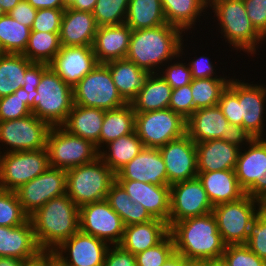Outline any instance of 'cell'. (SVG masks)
<instances>
[{
  "label": "cell",
  "mask_w": 266,
  "mask_h": 266,
  "mask_svg": "<svg viewBox=\"0 0 266 266\" xmlns=\"http://www.w3.org/2000/svg\"><path fill=\"white\" fill-rule=\"evenodd\" d=\"M185 35V37H183ZM188 35L168 23L141 30H132L126 59L144 71L158 73L180 54L182 40Z\"/></svg>",
  "instance_id": "6da1fadb"
},
{
  "label": "cell",
  "mask_w": 266,
  "mask_h": 266,
  "mask_svg": "<svg viewBox=\"0 0 266 266\" xmlns=\"http://www.w3.org/2000/svg\"><path fill=\"white\" fill-rule=\"evenodd\" d=\"M169 234L175 252L188 262L221 258L226 248L212 212L172 224Z\"/></svg>",
  "instance_id": "7a4b0ae2"
},
{
  "label": "cell",
  "mask_w": 266,
  "mask_h": 266,
  "mask_svg": "<svg viewBox=\"0 0 266 266\" xmlns=\"http://www.w3.org/2000/svg\"><path fill=\"white\" fill-rule=\"evenodd\" d=\"M29 219L41 250L53 251L79 231V207L67 194L50 199Z\"/></svg>",
  "instance_id": "3957f363"
},
{
  "label": "cell",
  "mask_w": 266,
  "mask_h": 266,
  "mask_svg": "<svg viewBox=\"0 0 266 266\" xmlns=\"http://www.w3.org/2000/svg\"><path fill=\"white\" fill-rule=\"evenodd\" d=\"M208 9L214 13L212 26L217 24L216 31L219 30L220 38H224L228 47L233 49L229 51L243 52L248 57L260 55L257 54L260 52L258 49L266 40L253 27L243 0H209Z\"/></svg>",
  "instance_id": "277c9868"
},
{
  "label": "cell",
  "mask_w": 266,
  "mask_h": 266,
  "mask_svg": "<svg viewBox=\"0 0 266 266\" xmlns=\"http://www.w3.org/2000/svg\"><path fill=\"white\" fill-rule=\"evenodd\" d=\"M116 174L97 157L93 162L66 171V194L80 208L105 200Z\"/></svg>",
  "instance_id": "5b68a950"
},
{
  "label": "cell",
  "mask_w": 266,
  "mask_h": 266,
  "mask_svg": "<svg viewBox=\"0 0 266 266\" xmlns=\"http://www.w3.org/2000/svg\"><path fill=\"white\" fill-rule=\"evenodd\" d=\"M36 91L32 114L51 127L62 126L74 105L73 87L48 67L42 73Z\"/></svg>",
  "instance_id": "8992f818"
},
{
  "label": "cell",
  "mask_w": 266,
  "mask_h": 266,
  "mask_svg": "<svg viewBox=\"0 0 266 266\" xmlns=\"http://www.w3.org/2000/svg\"><path fill=\"white\" fill-rule=\"evenodd\" d=\"M46 149L50 167L65 171L91 163L99 157V151L90 140L73 135L62 126L51 127Z\"/></svg>",
  "instance_id": "52a82bcc"
},
{
  "label": "cell",
  "mask_w": 266,
  "mask_h": 266,
  "mask_svg": "<svg viewBox=\"0 0 266 266\" xmlns=\"http://www.w3.org/2000/svg\"><path fill=\"white\" fill-rule=\"evenodd\" d=\"M73 102L103 110H113L127 104L119 94L105 64H98L73 87Z\"/></svg>",
  "instance_id": "ba28073f"
},
{
  "label": "cell",
  "mask_w": 266,
  "mask_h": 266,
  "mask_svg": "<svg viewBox=\"0 0 266 266\" xmlns=\"http://www.w3.org/2000/svg\"><path fill=\"white\" fill-rule=\"evenodd\" d=\"M135 132L144 147L159 149L186 134V119L169 108L135 113Z\"/></svg>",
  "instance_id": "9c48e42d"
},
{
  "label": "cell",
  "mask_w": 266,
  "mask_h": 266,
  "mask_svg": "<svg viewBox=\"0 0 266 266\" xmlns=\"http://www.w3.org/2000/svg\"><path fill=\"white\" fill-rule=\"evenodd\" d=\"M218 231L226 245L246 244L250 224L258 215L257 200L249 195L213 207Z\"/></svg>",
  "instance_id": "30bf717a"
},
{
  "label": "cell",
  "mask_w": 266,
  "mask_h": 266,
  "mask_svg": "<svg viewBox=\"0 0 266 266\" xmlns=\"http://www.w3.org/2000/svg\"><path fill=\"white\" fill-rule=\"evenodd\" d=\"M50 129L48 123L34 114L0 122V150L4 154L46 148Z\"/></svg>",
  "instance_id": "8fae6325"
},
{
  "label": "cell",
  "mask_w": 266,
  "mask_h": 266,
  "mask_svg": "<svg viewBox=\"0 0 266 266\" xmlns=\"http://www.w3.org/2000/svg\"><path fill=\"white\" fill-rule=\"evenodd\" d=\"M46 148L4 153L1 156L0 189L16 191L49 167Z\"/></svg>",
  "instance_id": "7c38bea8"
},
{
  "label": "cell",
  "mask_w": 266,
  "mask_h": 266,
  "mask_svg": "<svg viewBox=\"0 0 266 266\" xmlns=\"http://www.w3.org/2000/svg\"><path fill=\"white\" fill-rule=\"evenodd\" d=\"M124 227L121 217L106 199L79 208V230L110 245H118L121 242Z\"/></svg>",
  "instance_id": "4fadbf2b"
},
{
  "label": "cell",
  "mask_w": 266,
  "mask_h": 266,
  "mask_svg": "<svg viewBox=\"0 0 266 266\" xmlns=\"http://www.w3.org/2000/svg\"><path fill=\"white\" fill-rule=\"evenodd\" d=\"M213 205L198 177L170 185L169 227L181 220L205 215Z\"/></svg>",
  "instance_id": "5bb4252c"
},
{
  "label": "cell",
  "mask_w": 266,
  "mask_h": 266,
  "mask_svg": "<svg viewBox=\"0 0 266 266\" xmlns=\"http://www.w3.org/2000/svg\"><path fill=\"white\" fill-rule=\"evenodd\" d=\"M15 192L24 212L30 217L50 199L66 194V171L49 166Z\"/></svg>",
  "instance_id": "9a60e30c"
},
{
  "label": "cell",
  "mask_w": 266,
  "mask_h": 266,
  "mask_svg": "<svg viewBox=\"0 0 266 266\" xmlns=\"http://www.w3.org/2000/svg\"><path fill=\"white\" fill-rule=\"evenodd\" d=\"M247 81L238 77L240 126L254 138H266V85Z\"/></svg>",
  "instance_id": "2e32d148"
},
{
  "label": "cell",
  "mask_w": 266,
  "mask_h": 266,
  "mask_svg": "<svg viewBox=\"0 0 266 266\" xmlns=\"http://www.w3.org/2000/svg\"><path fill=\"white\" fill-rule=\"evenodd\" d=\"M166 166L168 186L197 177L196 143L187 135L159 148Z\"/></svg>",
  "instance_id": "e0dca14e"
},
{
  "label": "cell",
  "mask_w": 266,
  "mask_h": 266,
  "mask_svg": "<svg viewBox=\"0 0 266 266\" xmlns=\"http://www.w3.org/2000/svg\"><path fill=\"white\" fill-rule=\"evenodd\" d=\"M110 244L80 230L54 251L69 266H103Z\"/></svg>",
  "instance_id": "ac0fdd59"
},
{
  "label": "cell",
  "mask_w": 266,
  "mask_h": 266,
  "mask_svg": "<svg viewBox=\"0 0 266 266\" xmlns=\"http://www.w3.org/2000/svg\"><path fill=\"white\" fill-rule=\"evenodd\" d=\"M98 64L92 46H61L49 67L65 83L74 87Z\"/></svg>",
  "instance_id": "d6986e66"
},
{
  "label": "cell",
  "mask_w": 266,
  "mask_h": 266,
  "mask_svg": "<svg viewBox=\"0 0 266 266\" xmlns=\"http://www.w3.org/2000/svg\"><path fill=\"white\" fill-rule=\"evenodd\" d=\"M116 180L168 185L166 166L159 149L144 147L138 155L116 173Z\"/></svg>",
  "instance_id": "ffe728a7"
},
{
  "label": "cell",
  "mask_w": 266,
  "mask_h": 266,
  "mask_svg": "<svg viewBox=\"0 0 266 266\" xmlns=\"http://www.w3.org/2000/svg\"><path fill=\"white\" fill-rule=\"evenodd\" d=\"M133 202L141 203L154 219L168 224L170 215V186L134 180H116Z\"/></svg>",
  "instance_id": "44dd1931"
},
{
  "label": "cell",
  "mask_w": 266,
  "mask_h": 266,
  "mask_svg": "<svg viewBox=\"0 0 266 266\" xmlns=\"http://www.w3.org/2000/svg\"><path fill=\"white\" fill-rule=\"evenodd\" d=\"M131 34L126 23L98 27L92 47L99 64L126 58Z\"/></svg>",
  "instance_id": "7402d4cb"
},
{
  "label": "cell",
  "mask_w": 266,
  "mask_h": 266,
  "mask_svg": "<svg viewBox=\"0 0 266 266\" xmlns=\"http://www.w3.org/2000/svg\"><path fill=\"white\" fill-rule=\"evenodd\" d=\"M97 28L91 12L66 8L59 33L61 46H93Z\"/></svg>",
  "instance_id": "603a6c76"
},
{
  "label": "cell",
  "mask_w": 266,
  "mask_h": 266,
  "mask_svg": "<svg viewBox=\"0 0 266 266\" xmlns=\"http://www.w3.org/2000/svg\"><path fill=\"white\" fill-rule=\"evenodd\" d=\"M235 174L240 187L247 192L266 172V138H254L240 149Z\"/></svg>",
  "instance_id": "cb8c5ba5"
},
{
  "label": "cell",
  "mask_w": 266,
  "mask_h": 266,
  "mask_svg": "<svg viewBox=\"0 0 266 266\" xmlns=\"http://www.w3.org/2000/svg\"><path fill=\"white\" fill-rule=\"evenodd\" d=\"M40 251L30 219L16 227L0 226V257L26 260Z\"/></svg>",
  "instance_id": "d4e9b609"
},
{
  "label": "cell",
  "mask_w": 266,
  "mask_h": 266,
  "mask_svg": "<svg viewBox=\"0 0 266 266\" xmlns=\"http://www.w3.org/2000/svg\"><path fill=\"white\" fill-rule=\"evenodd\" d=\"M228 124L218 105L200 108L186 120V134L195 143L220 139L228 131Z\"/></svg>",
  "instance_id": "484cf974"
},
{
  "label": "cell",
  "mask_w": 266,
  "mask_h": 266,
  "mask_svg": "<svg viewBox=\"0 0 266 266\" xmlns=\"http://www.w3.org/2000/svg\"><path fill=\"white\" fill-rule=\"evenodd\" d=\"M240 149L221 139L196 143L197 171L234 170Z\"/></svg>",
  "instance_id": "4316f807"
},
{
  "label": "cell",
  "mask_w": 266,
  "mask_h": 266,
  "mask_svg": "<svg viewBox=\"0 0 266 266\" xmlns=\"http://www.w3.org/2000/svg\"><path fill=\"white\" fill-rule=\"evenodd\" d=\"M161 4L167 23L186 32L189 38L193 31L195 34L196 26L202 25L200 18L206 17L209 10V0H161Z\"/></svg>",
  "instance_id": "83f0119b"
},
{
  "label": "cell",
  "mask_w": 266,
  "mask_h": 266,
  "mask_svg": "<svg viewBox=\"0 0 266 266\" xmlns=\"http://www.w3.org/2000/svg\"><path fill=\"white\" fill-rule=\"evenodd\" d=\"M168 234V224L162 220L153 219L147 223L125 226L122 240L118 245L136 255L156 246Z\"/></svg>",
  "instance_id": "f1b7e54d"
},
{
  "label": "cell",
  "mask_w": 266,
  "mask_h": 266,
  "mask_svg": "<svg viewBox=\"0 0 266 266\" xmlns=\"http://www.w3.org/2000/svg\"><path fill=\"white\" fill-rule=\"evenodd\" d=\"M197 177L202 182L213 206L234 202L246 195L239 185L234 170L198 172Z\"/></svg>",
  "instance_id": "f546056e"
},
{
  "label": "cell",
  "mask_w": 266,
  "mask_h": 266,
  "mask_svg": "<svg viewBox=\"0 0 266 266\" xmlns=\"http://www.w3.org/2000/svg\"><path fill=\"white\" fill-rule=\"evenodd\" d=\"M105 110L74 104L62 125L69 133L90 140L99 151V137Z\"/></svg>",
  "instance_id": "4dcf8cb0"
},
{
  "label": "cell",
  "mask_w": 266,
  "mask_h": 266,
  "mask_svg": "<svg viewBox=\"0 0 266 266\" xmlns=\"http://www.w3.org/2000/svg\"><path fill=\"white\" fill-rule=\"evenodd\" d=\"M105 65L109 68L112 80L121 97L127 103H131L143 88L149 73L126 58L113 60Z\"/></svg>",
  "instance_id": "1f68e13d"
},
{
  "label": "cell",
  "mask_w": 266,
  "mask_h": 266,
  "mask_svg": "<svg viewBox=\"0 0 266 266\" xmlns=\"http://www.w3.org/2000/svg\"><path fill=\"white\" fill-rule=\"evenodd\" d=\"M171 93L172 88L159 73H151L130 104L135 113L166 109L169 108Z\"/></svg>",
  "instance_id": "d6a6232c"
},
{
  "label": "cell",
  "mask_w": 266,
  "mask_h": 266,
  "mask_svg": "<svg viewBox=\"0 0 266 266\" xmlns=\"http://www.w3.org/2000/svg\"><path fill=\"white\" fill-rule=\"evenodd\" d=\"M144 149L136 132L110 141L99 150V157L116 174Z\"/></svg>",
  "instance_id": "836d02e7"
},
{
  "label": "cell",
  "mask_w": 266,
  "mask_h": 266,
  "mask_svg": "<svg viewBox=\"0 0 266 266\" xmlns=\"http://www.w3.org/2000/svg\"><path fill=\"white\" fill-rule=\"evenodd\" d=\"M134 132L135 112L130 103L117 109L105 110L99 137V150L110 141Z\"/></svg>",
  "instance_id": "e575fe53"
},
{
  "label": "cell",
  "mask_w": 266,
  "mask_h": 266,
  "mask_svg": "<svg viewBox=\"0 0 266 266\" xmlns=\"http://www.w3.org/2000/svg\"><path fill=\"white\" fill-rule=\"evenodd\" d=\"M125 23L132 30L166 24L161 0H129Z\"/></svg>",
  "instance_id": "d590c367"
},
{
  "label": "cell",
  "mask_w": 266,
  "mask_h": 266,
  "mask_svg": "<svg viewBox=\"0 0 266 266\" xmlns=\"http://www.w3.org/2000/svg\"><path fill=\"white\" fill-rule=\"evenodd\" d=\"M32 63L23 54L6 53L0 57V98L11 95L25 85L26 69Z\"/></svg>",
  "instance_id": "8d00e7d4"
},
{
  "label": "cell",
  "mask_w": 266,
  "mask_h": 266,
  "mask_svg": "<svg viewBox=\"0 0 266 266\" xmlns=\"http://www.w3.org/2000/svg\"><path fill=\"white\" fill-rule=\"evenodd\" d=\"M60 49L59 33L31 31L23 55L31 62L49 64Z\"/></svg>",
  "instance_id": "74e56055"
},
{
  "label": "cell",
  "mask_w": 266,
  "mask_h": 266,
  "mask_svg": "<svg viewBox=\"0 0 266 266\" xmlns=\"http://www.w3.org/2000/svg\"><path fill=\"white\" fill-rule=\"evenodd\" d=\"M31 28L19 23L8 13L0 17V43L6 53L23 54Z\"/></svg>",
  "instance_id": "f35d334b"
},
{
  "label": "cell",
  "mask_w": 266,
  "mask_h": 266,
  "mask_svg": "<svg viewBox=\"0 0 266 266\" xmlns=\"http://www.w3.org/2000/svg\"><path fill=\"white\" fill-rule=\"evenodd\" d=\"M231 78L192 79L190 87L193 96V112L218 104L221 93L227 88Z\"/></svg>",
  "instance_id": "ab89813d"
},
{
  "label": "cell",
  "mask_w": 266,
  "mask_h": 266,
  "mask_svg": "<svg viewBox=\"0 0 266 266\" xmlns=\"http://www.w3.org/2000/svg\"><path fill=\"white\" fill-rule=\"evenodd\" d=\"M187 44L183 39L180 46V54L173 60L167 62L158 72L172 89L189 85L192 81L191 70L185 61V57L189 53Z\"/></svg>",
  "instance_id": "60d3db41"
},
{
  "label": "cell",
  "mask_w": 266,
  "mask_h": 266,
  "mask_svg": "<svg viewBox=\"0 0 266 266\" xmlns=\"http://www.w3.org/2000/svg\"><path fill=\"white\" fill-rule=\"evenodd\" d=\"M34 99L23 88L0 98V122L16 120L32 114Z\"/></svg>",
  "instance_id": "b9f144b4"
},
{
  "label": "cell",
  "mask_w": 266,
  "mask_h": 266,
  "mask_svg": "<svg viewBox=\"0 0 266 266\" xmlns=\"http://www.w3.org/2000/svg\"><path fill=\"white\" fill-rule=\"evenodd\" d=\"M128 4L129 0H97L92 12L97 26L124 24Z\"/></svg>",
  "instance_id": "7bdbcfd3"
},
{
  "label": "cell",
  "mask_w": 266,
  "mask_h": 266,
  "mask_svg": "<svg viewBox=\"0 0 266 266\" xmlns=\"http://www.w3.org/2000/svg\"><path fill=\"white\" fill-rule=\"evenodd\" d=\"M28 220L16 192L0 189V226L16 227Z\"/></svg>",
  "instance_id": "ee69618b"
},
{
  "label": "cell",
  "mask_w": 266,
  "mask_h": 266,
  "mask_svg": "<svg viewBox=\"0 0 266 266\" xmlns=\"http://www.w3.org/2000/svg\"><path fill=\"white\" fill-rule=\"evenodd\" d=\"M175 253L174 241L168 234L156 246L135 255L137 266H162Z\"/></svg>",
  "instance_id": "f6af8a7d"
},
{
  "label": "cell",
  "mask_w": 266,
  "mask_h": 266,
  "mask_svg": "<svg viewBox=\"0 0 266 266\" xmlns=\"http://www.w3.org/2000/svg\"><path fill=\"white\" fill-rule=\"evenodd\" d=\"M227 88L221 93L218 106L230 124L240 126V111L238 100V78L234 74ZM236 77V78H235Z\"/></svg>",
  "instance_id": "bcb514c9"
},
{
  "label": "cell",
  "mask_w": 266,
  "mask_h": 266,
  "mask_svg": "<svg viewBox=\"0 0 266 266\" xmlns=\"http://www.w3.org/2000/svg\"><path fill=\"white\" fill-rule=\"evenodd\" d=\"M222 258L227 266H266V261L259 258L245 244L226 245Z\"/></svg>",
  "instance_id": "7dc6e473"
},
{
  "label": "cell",
  "mask_w": 266,
  "mask_h": 266,
  "mask_svg": "<svg viewBox=\"0 0 266 266\" xmlns=\"http://www.w3.org/2000/svg\"><path fill=\"white\" fill-rule=\"evenodd\" d=\"M245 245L259 258L266 261V217L259 214L256 216L250 224Z\"/></svg>",
  "instance_id": "c3c4849f"
},
{
  "label": "cell",
  "mask_w": 266,
  "mask_h": 266,
  "mask_svg": "<svg viewBox=\"0 0 266 266\" xmlns=\"http://www.w3.org/2000/svg\"><path fill=\"white\" fill-rule=\"evenodd\" d=\"M65 9H38L31 31L60 33Z\"/></svg>",
  "instance_id": "681fc988"
},
{
  "label": "cell",
  "mask_w": 266,
  "mask_h": 266,
  "mask_svg": "<svg viewBox=\"0 0 266 266\" xmlns=\"http://www.w3.org/2000/svg\"><path fill=\"white\" fill-rule=\"evenodd\" d=\"M197 56L198 55H196L195 58L194 57L191 58L190 56H188L189 60H188V57H186L187 59H185L186 61H189L188 66H189V69L191 70L192 79L232 78V76L231 77L229 76L231 74H228V76L224 74L225 69L224 71L223 70L221 71L222 75L221 74L219 75L218 73L220 72L218 68H216L217 67V64H215L216 62L213 63L209 56L207 55L205 56L203 53L199 57Z\"/></svg>",
  "instance_id": "f907efd6"
},
{
  "label": "cell",
  "mask_w": 266,
  "mask_h": 266,
  "mask_svg": "<svg viewBox=\"0 0 266 266\" xmlns=\"http://www.w3.org/2000/svg\"><path fill=\"white\" fill-rule=\"evenodd\" d=\"M169 109L179 113L186 120L193 114V96L190 84L172 89Z\"/></svg>",
  "instance_id": "816d5d0a"
},
{
  "label": "cell",
  "mask_w": 266,
  "mask_h": 266,
  "mask_svg": "<svg viewBox=\"0 0 266 266\" xmlns=\"http://www.w3.org/2000/svg\"><path fill=\"white\" fill-rule=\"evenodd\" d=\"M106 200L124 222L129 216L132 199L117 181L111 185Z\"/></svg>",
  "instance_id": "f5cc1de1"
},
{
  "label": "cell",
  "mask_w": 266,
  "mask_h": 266,
  "mask_svg": "<svg viewBox=\"0 0 266 266\" xmlns=\"http://www.w3.org/2000/svg\"><path fill=\"white\" fill-rule=\"evenodd\" d=\"M253 27L266 40V0H243Z\"/></svg>",
  "instance_id": "db71d44e"
},
{
  "label": "cell",
  "mask_w": 266,
  "mask_h": 266,
  "mask_svg": "<svg viewBox=\"0 0 266 266\" xmlns=\"http://www.w3.org/2000/svg\"><path fill=\"white\" fill-rule=\"evenodd\" d=\"M103 266H137L135 255L121 248L110 245Z\"/></svg>",
  "instance_id": "11a10c76"
},
{
  "label": "cell",
  "mask_w": 266,
  "mask_h": 266,
  "mask_svg": "<svg viewBox=\"0 0 266 266\" xmlns=\"http://www.w3.org/2000/svg\"><path fill=\"white\" fill-rule=\"evenodd\" d=\"M49 67L46 63H35L33 62L27 69L24 76L25 85L22 87L28 94L32 95L34 99L38 94L36 91L39 85L42 73Z\"/></svg>",
  "instance_id": "9f6ffc18"
},
{
  "label": "cell",
  "mask_w": 266,
  "mask_h": 266,
  "mask_svg": "<svg viewBox=\"0 0 266 266\" xmlns=\"http://www.w3.org/2000/svg\"><path fill=\"white\" fill-rule=\"evenodd\" d=\"M36 13L37 9L27 0H20V2L8 12L13 19L29 28H32Z\"/></svg>",
  "instance_id": "6f0895ef"
},
{
  "label": "cell",
  "mask_w": 266,
  "mask_h": 266,
  "mask_svg": "<svg viewBox=\"0 0 266 266\" xmlns=\"http://www.w3.org/2000/svg\"><path fill=\"white\" fill-rule=\"evenodd\" d=\"M220 139L242 149L247 146L254 137H252L243 127L229 123L228 131L224 132Z\"/></svg>",
  "instance_id": "680465c9"
},
{
  "label": "cell",
  "mask_w": 266,
  "mask_h": 266,
  "mask_svg": "<svg viewBox=\"0 0 266 266\" xmlns=\"http://www.w3.org/2000/svg\"><path fill=\"white\" fill-rule=\"evenodd\" d=\"M154 218L149 214L147 209L141 203L133 202L130 205L129 216L123 222L124 226L133 224L147 223Z\"/></svg>",
  "instance_id": "91938a15"
},
{
  "label": "cell",
  "mask_w": 266,
  "mask_h": 266,
  "mask_svg": "<svg viewBox=\"0 0 266 266\" xmlns=\"http://www.w3.org/2000/svg\"><path fill=\"white\" fill-rule=\"evenodd\" d=\"M22 266H49V251L41 250L36 256L23 260Z\"/></svg>",
  "instance_id": "94428289"
},
{
  "label": "cell",
  "mask_w": 266,
  "mask_h": 266,
  "mask_svg": "<svg viewBox=\"0 0 266 266\" xmlns=\"http://www.w3.org/2000/svg\"><path fill=\"white\" fill-rule=\"evenodd\" d=\"M35 9H66L63 0H27Z\"/></svg>",
  "instance_id": "6125c7cd"
},
{
  "label": "cell",
  "mask_w": 266,
  "mask_h": 266,
  "mask_svg": "<svg viewBox=\"0 0 266 266\" xmlns=\"http://www.w3.org/2000/svg\"><path fill=\"white\" fill-rule=\"evenodd\" d=\"M266 191V172L256 183L246 192V195L251 196L252 198H257L263 192Z\"/></svg>",
  "instance_id": "be15d7a7"
},
{
  "label": "cell",
  "mask_w": 266,
  "mask_h": 266,
  "mask_svg": "<svg viewBox=\"0 0 266 266\" xmlns=\"http://www.w3.org/2000/svg\"><path fill=\"white\" fill-rule=\"evenodd\" d=\"M96 2L97 0H80V3H74L70 8L92 13Z\"/></svg>",
  "instance_id": "e7e4bbea"
},
{
  "label": "cell",
  "mask_w": 266,
  "mask_h": 266,
  "mask_svg": "<svg viewBox=\"0 0 266 266\" xmlns=\"http://www.w3.org/2000/svg\"><path fill=\"white\" fill-rule=\"evenodd\" d=\"M188 261L175 252L162 266H184Z\"/></svg>",
  "instance_id": "03108f58"
},
{
  "label": "cell",
  "mask_w": 266,
  "mask_h": 266,
  "mask_svg": "<svg viewBox=\"0 0 266 266\" xmlns=\"http://www.w3.org/2000/svg\"><path fill=\"white\" fill-rule=\"evenodd\" d=\"M198 266H227L224 259L217 258V259H208V260H201L196 262Z\"/></svg>",
  "instance_id": "003e7915"
},
{
  "label": "cell",
  "mask_w": 266,
  "mask_h": 266,
  "mask_svg": "<svg viewBox=\"0 0 266 266\" xmlns=\"http://www.w3.org/2000/svg\"><path fill=\"white\" fill-rule=\"evenodd\" d=\"M258 214L266 217V191L259 195L257 198Z\"/></svg>",
  "instance_id": "a7ac6f4b"
},
{
  "label": "cell",
  "mask_w": 266,
  "mask_h": 266,
  "mask_svg": "<svg viewBox=\"0 0 266 266\" xmlns=\"http://www.w3.org/2000/svg\"><path fill=\"white\" fill-rule=\"evenodd\" d=\"M23 260L12 257H0V266H22Z\"/></svg>",
  "instance_id": "89a4df30"
},
{
  "label": "cell",
  "mask_w": 266,
  "mask_h": 266,
  "mask_svg": "<svg viewBox=\"0 0 266 266\" xmlns=\"http://www.w3.org/2000/svg\"><path fill=\"white\" fill-rule=\"evenodd\" d=\"M49 266H69L54 251H49Z\"/></svg>",
  "instance_id": "2644e50d"
},
{
  "label": "cell",
  "mask_w": 266,
  "mask_h": 266,
  "mask_svg": "<svg viewBox=\"0 0 266 266\" xmlns=\"http://www.w3.org/2000/svg\"><path fill=\"white\" fill-rule=\"evenodd\" d=\"M20 0H0V5L2 6V9L4 10L5 13H8L11 11L18 3Z\"/></svg>",
  "instance_id": "8c879c8a"
},
{
  "label": "cell",
  "mask_w": 266,
  "mask_h": 266,
  "mask_svg": "<svg viewBox=\"0 0 266 266\" xmlns=\"http://www.w3.org/2000/svg\"><path fill=\"white\" fill-rule=\"evenodd\" d=\"M74 3H80V0H63L65 8H70Z\"/></svg>",
  "instance_id": "753ad0ef"
},
{
  "label": "cell",
  "mask_w": 266,
  "mask_h": 266,
  "mask_svg": "<svg viewBox=\"0 0 266 266\" xmlns=\"http://www.w3.org/2000/svg\"><path fill=\"white\" fill-rule=\"evenodd\" d=\"M184 266H198L196 262H187Z\"/></svg>",
  "instance_id": "34e18365"
},
{
  "label": "cell",
  "mask_w": 266,
  "mask_h": 266,
  "mask_svg": "<svg viewBox=\"0 0 266 266\" xmlns=\"http://www.w3.org/2000/svg\"><path fill=\"white\" fill-rule=\"evenodd\" d=\"M5 54H6V52L4 51V49H3V47H2V45L0 43V57L5 55Z\"/></svg>",
  "instance_id": "11e5206c"
},
{
  "label": "cell",
  "mask_w": 266,
  "mask_h": 266,
  "mask_svg": "<svg viewBox=\"0 0 266 266\" xmlns=\"http://www.w3.org/2000/svg\"><path fill=\"white\" fill-rule=\"evenodd\" d=\"M6 13L4 12V10L2 9V6L0 5V17H2L3 15H5Z\"/></svg>",
  "instance_id": "2a66077c"
},
{
  "label": "cell",
  "mask_w": 266,
  "mask_h": 266,
  "mask_svg": "<svg viewBox=\"0 0 266 266\" xmlns=\"http://www.w3.org/2000/svg\"><path fill=\"white\" fill-rule=\"evenodd\" d=\"M1 156H2V152L0 150V166H1Z\"/></svg>",
  "instance_id": "b9fcfbb0"
}]
</instances>
